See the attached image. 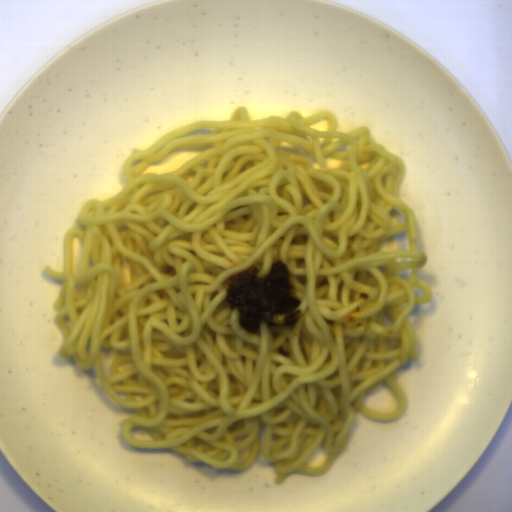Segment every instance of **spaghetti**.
Here are the masks:
<instances>
[{"label": "spaghetti", "mask_w": 512, "mask_h": 512, "mask_svg": "<svg viewBox=\"0 0 512 512\" xmlns=\"http://www.w3.org/2000/svg\"><path fill=\"white\" fill-rule=\"evenodd\" d=\"M324 118L327 132L309 127ZM338 127L328 110L254 119L237 106L228 120L134 148L118 173L123 189L80 205L84 229L64 234L62 272L44 266L62 282L51 305L64 337L57 353L94 367L105 394L136 412L120 420L129 446L234 472L260 454L283 484L328 473L357 413L386 422L406 412L397 368L419 359L408 315L433 297L418 278L428 259L416 214L400 199L406 163L367 125ZM204 128L215 132L187 134ZM205 146L178 170L140 173L173 149ZM326 157L341 166L330 170ZM404 231L409 250H378ZM278 260L300 319L287 327L289 314L274 315L277 326L261 319L248 334L226 302L230 277L254 264L267 277ZM411 268L408 280L397 274ZM105 349H116L107 377ZM380 385L396 397L392 414L365 407ZM135 428L153 440L134 438ZM317 447L326 460L311 468Z\"/></svg>", "instance_id": "obj_1"}]
</instances>
